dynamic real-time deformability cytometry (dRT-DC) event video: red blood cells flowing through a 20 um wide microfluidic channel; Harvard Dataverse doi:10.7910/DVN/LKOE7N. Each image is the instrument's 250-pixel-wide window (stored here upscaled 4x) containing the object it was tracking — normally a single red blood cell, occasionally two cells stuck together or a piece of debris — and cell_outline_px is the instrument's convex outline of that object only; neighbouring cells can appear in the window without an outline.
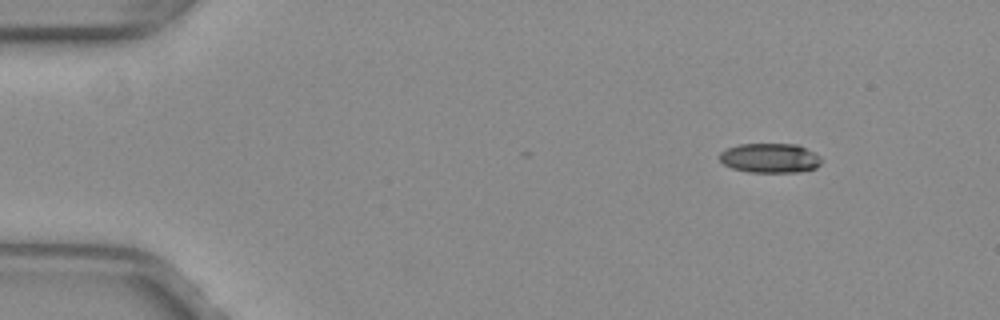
{"species": "common noctule bat (a hibernating species)", "species_latin": "Nyctalus noctula", "temperature_condition": "warm", "stored_images_in_passage": 3, "camera_frame_rate_fps": 3000, "um_per_image_px": 0.085, "animal": {"sex": "female", "body_mass_g": 29.2, "forearm_length_mm": 56.3}, "frame": {"image": 1, "passage_image": 1, "time_ms": 0.0, "image_size_px": [1000, 320], "cell_outline_px": [[820, 164], [816, 168], [800, 172], [748, 172], [732, 168], [724, 164], [720, 160], [720, 152], [728, 148], [740, 144], [796, 144], [820, 156]], "centroid_in_image_um": [65.44, 13.44], "position_along_channel_um": 19.6, "area_um2": 17.4}}